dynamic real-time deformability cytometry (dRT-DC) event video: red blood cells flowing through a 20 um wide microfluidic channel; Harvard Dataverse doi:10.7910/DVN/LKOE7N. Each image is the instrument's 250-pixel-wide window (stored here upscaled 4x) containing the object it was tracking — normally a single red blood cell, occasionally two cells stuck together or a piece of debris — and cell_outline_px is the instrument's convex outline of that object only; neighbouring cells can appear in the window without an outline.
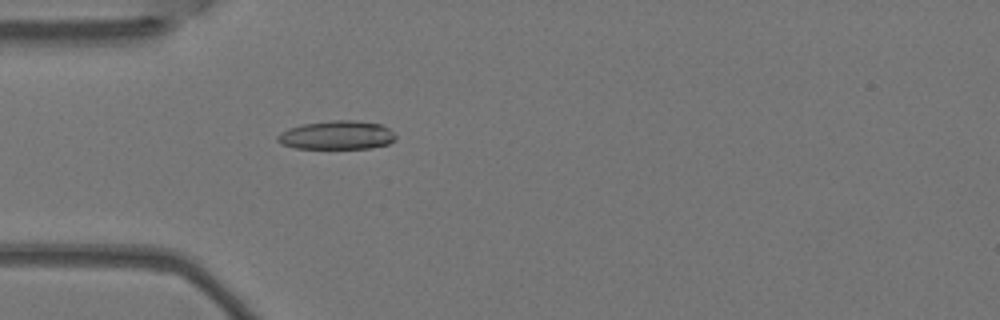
{"species": "Egyptian fruit bat (a non-hibernating species)", "species_latin": "Rousettus aegyptiacus", "temperature_condition": "warm", "stored_images_in_passage": 4, "camera_frame_rate_fps": 3000, "um_per_image_px": 0.085, "animal": {"sex": "female"}, "frame": {"image": 1, "passage_image": 4, "time_ms": 1.0, "image_size_px": [1000, 320], "cell_outline_px": [[396, 136], [388, 144], [372, 148], [296, 148], [280, 144], [276, 140], [276, 136], [280, 132], [288, 128], [304, 124], [332, 120], [356, 120], [380, 124], [388, 128]], "centroid_in_image_um": [28.59, 11.48], "position_along_channel_um": 56.4, "area_um2": 19.71}}